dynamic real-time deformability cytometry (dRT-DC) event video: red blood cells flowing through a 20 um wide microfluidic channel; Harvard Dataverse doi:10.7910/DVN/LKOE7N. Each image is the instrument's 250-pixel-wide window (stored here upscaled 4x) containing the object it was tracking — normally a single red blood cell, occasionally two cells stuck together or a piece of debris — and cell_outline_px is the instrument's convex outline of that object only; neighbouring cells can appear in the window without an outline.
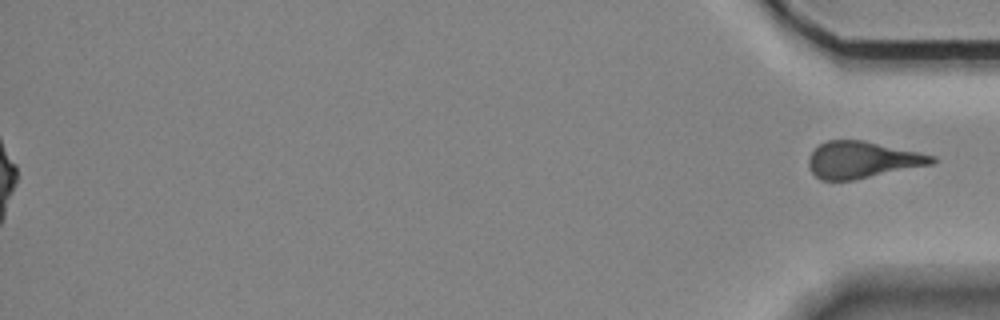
{"species": "Egyptian fruit bat (a non-hibernating species)", "species_latin": "Rousettus aegyptiacus", "temperature_condition": "room temperature", "stored_images_in_passage": 48, "segment_of_instrument_passage": [2, 2], "camera_frame_rate_fps": 3000, "um_per_image_px": 0.085, "animal": {"sex": "female"}, "frame": {"image": 1, "passage_image": 48, "time_ms": 15.667, "image_size_px": [1000, 320], "cell_outline_px": [[936, 160], [932, 164], [852, 180], [820, 180], [812, 172], [808, 164], [808, 160], [812, 152], [820, 144], [828, 140], [864, 140], [920, 152], [936, 156]], "centroid_in_image_um": [73.3, 13.58], "position_along_channel_um": 361.9, "area_um2": 26.18}}